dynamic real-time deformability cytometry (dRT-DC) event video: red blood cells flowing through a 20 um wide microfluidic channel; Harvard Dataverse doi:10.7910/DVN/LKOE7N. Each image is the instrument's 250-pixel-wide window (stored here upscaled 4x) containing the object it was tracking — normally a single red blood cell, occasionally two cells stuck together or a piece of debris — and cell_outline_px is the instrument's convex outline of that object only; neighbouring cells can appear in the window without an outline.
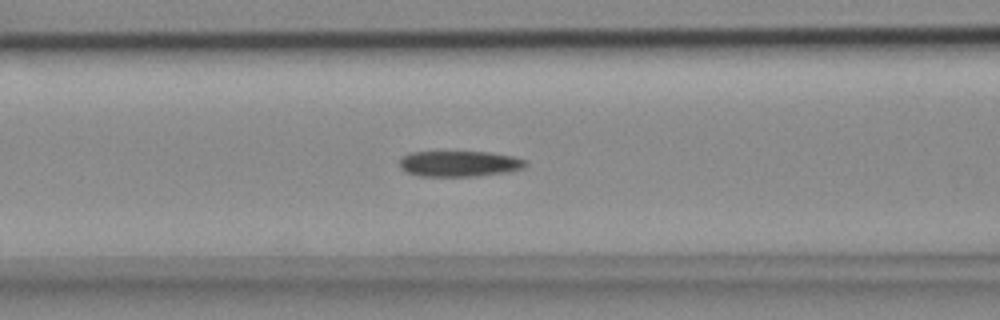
{"species": "common noctule bat (a hibernating species)", "species_latin": "Nyctalus noctula", "temperature_condition": "cold", "stored_images_in_passage": 35, "camera_frame_rate_fps": 3000, "um_per_image_px": 0.085, "animal": {"sex": "female", "body_mass_g": 18.4}, "frame": {"image": 1, "passage_image": 5, "time_ms": 1.333, "image_size_px": [1000, 320], "cell_outline_px": [[524, 168], [508, 172], [476, 176], [420, 176], [408, 172], [400, 168], [400, 156], [408, 152], [488, 152], [512, 156], [524, 160]], "centroid_in_image_um": [38.99, 13.91], "position_along_channel_um": 127.6, "area_um2": 18.84}}
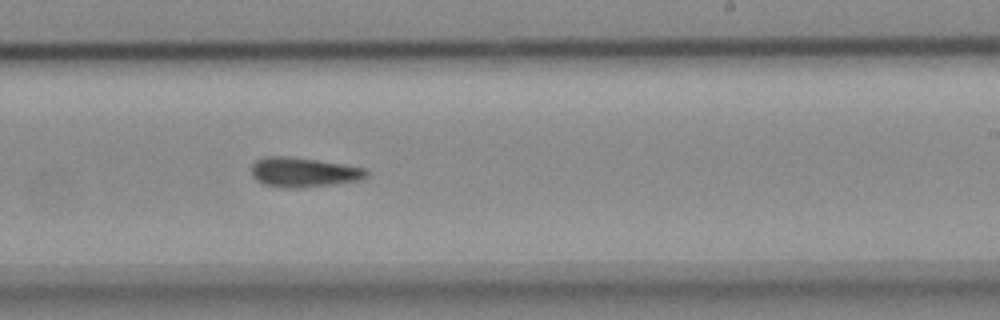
{"frame": {"image": 2, "passage_image": 16, "time_ms": 5.0, "image_size_px": [1000, 320], "cell_outline_px": [[368, 176], [360, 180], [332, 184], [300, 188], [288, 188], [264, 184], [256, 180], [252, 176], [252, 164], [256, 160], [264, 156], [288, 156], [344, 164], [368, 168]], "centroid_in_image_um": [25.81, 14.63], "position_along_channel_um": 263.2, "area_um2": 19.94}}
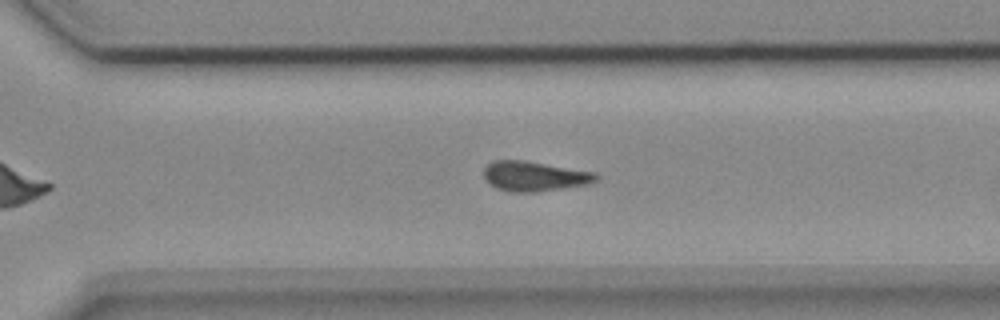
{"frame": {"image": 3, "passage_image": 21, "time_ms": 6.667, "image_size_px": [1000, 320], "cell_outline_px": [[600, 176], [592, 184], [532, 192], [512, 192], [496, 188], [484, 176], [484, 168], [492, 160], [524, 160], [596, 172]], "centroid_in_image_um": [45.47, 14.97], "position_along_channel_um": 325.1, "area_um2": 19.54}}